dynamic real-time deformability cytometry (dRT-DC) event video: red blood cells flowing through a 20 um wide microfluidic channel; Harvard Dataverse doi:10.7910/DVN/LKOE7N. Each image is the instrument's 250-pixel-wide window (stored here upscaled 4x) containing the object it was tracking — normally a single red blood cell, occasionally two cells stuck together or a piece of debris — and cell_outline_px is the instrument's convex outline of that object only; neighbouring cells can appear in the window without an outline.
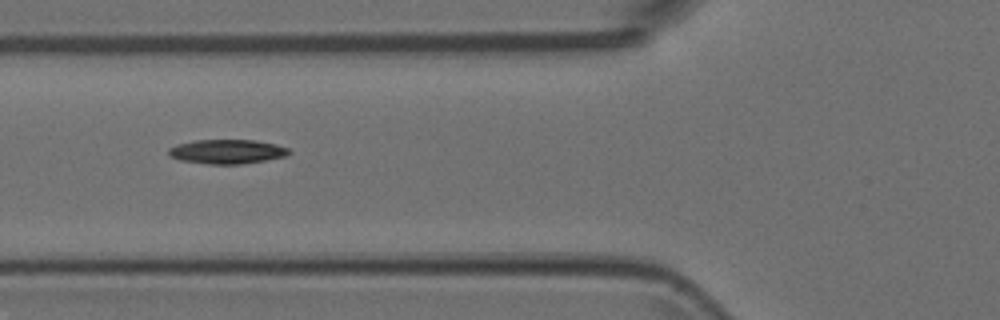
{"species": "Egyptian fruit bat (a non-hibernating species)", "species_latin": "Rousettus aegyptiacus", "temperature_condition": "room temperature", "stored_images_in_passage": 8, "camera_frame_rate_fps": 3000, "um_per_image_px": 0.085, "animal": {"sex": "female"}, "frame": {"image": 1, "passage_image": 6, "time_ms": 1.667, "image_size_px": [1000, 320], "cell_outline_px": [[292, 152], [288, 156], [240, 164], [208, 164], [180, 160], [168, 156], [168, 148], [176, 144], [196, 140], [256, 140], [276, 144], [288, 148]], "centroid_in_image_um": [19.29, 12.88], "position_along_channel_um": 106.5, "area_um2": 17.17}}
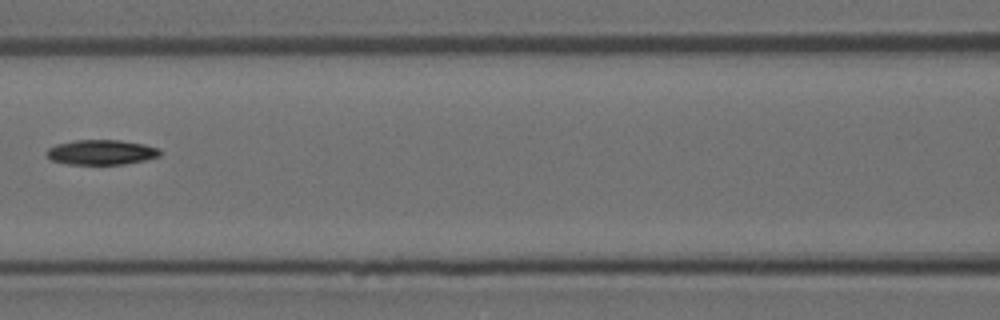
{"frame": {"image": 2, "passage_image": 7, "time_ms": 2.0, "image_size_px": [1000, 320], "cell_outline_px": [[160, 156], [144, 160], [124, 164], [68, 164], [52, 160], [48, 156], [48, 148], [56, 144], [76, 140], [120, 140], [144, 144], [156, 148], [160, 152]], "centroid_in_image_um": [8.61, 12.94], "position_along_channel_um": 158.0, "area_um2": 16.24}}
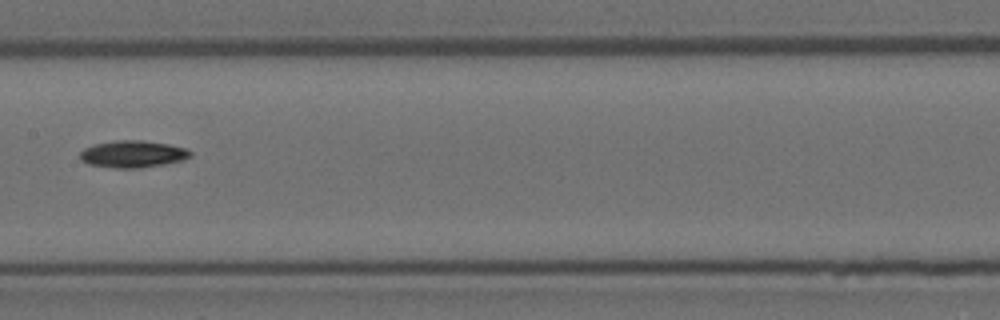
{"frame": {"image": 3, "passage_image": 8, "time_ms": 2.333, "image_size_px": [1000, 320], "cell_outline_px": [[192, 156], [184, 160], [164, 164], [140, 168], [112, 168], [88, 164], [80, 160], [80, 152], [84, 148], [96, 144], [112, 140], [140, 140], [168, 144], [188, 148], [192, 152]], "centroid_in_image_um": [11.3, 13.1], "position_along_channel_um": 196.1, "area_um2": 17.57}}